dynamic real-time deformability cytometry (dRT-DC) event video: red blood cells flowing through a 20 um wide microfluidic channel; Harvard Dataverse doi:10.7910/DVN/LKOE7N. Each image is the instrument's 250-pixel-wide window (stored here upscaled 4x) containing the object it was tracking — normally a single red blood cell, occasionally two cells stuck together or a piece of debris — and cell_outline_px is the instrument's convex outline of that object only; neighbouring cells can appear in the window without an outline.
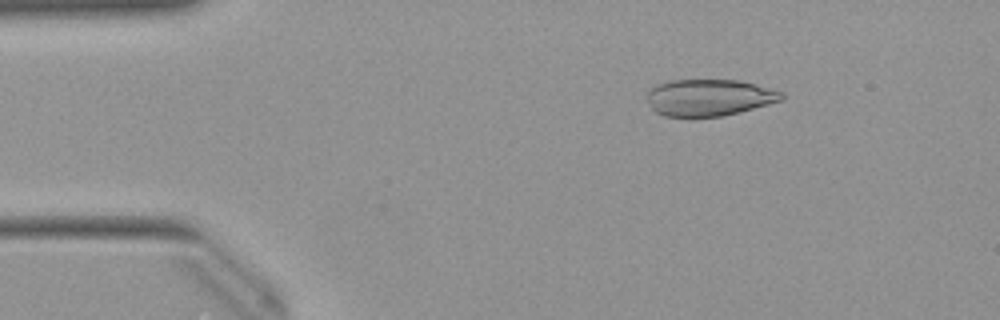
{"species": "Egyptian fruit bat (a non-hibernating species)", "species_latin": "Rousettus aegyptiacus", "temperature_condition": "warm", "stored_images_in_passage": 50, "camera_frame_rate_fps": 3000, "um_per_image_px": 0.085, "animal": {"sex": "female"}, "frame": {"image": 1, "passage_image": 7, "time_ms": 2.0, "image_size_px": [1000, 320], "cell_outline_px": [[784, 100], [724, 116], [688, 120], [664, 116], [656, 112], [652, 108], [648, 100], [648, 92], [656, 84], [672, 80], [740, 80], [756, 84], [784, 92]], "centroid_in_image_um": [60.28, 8.33], "position_along_channel_um": 24.7, "area_um2": 29.59}}
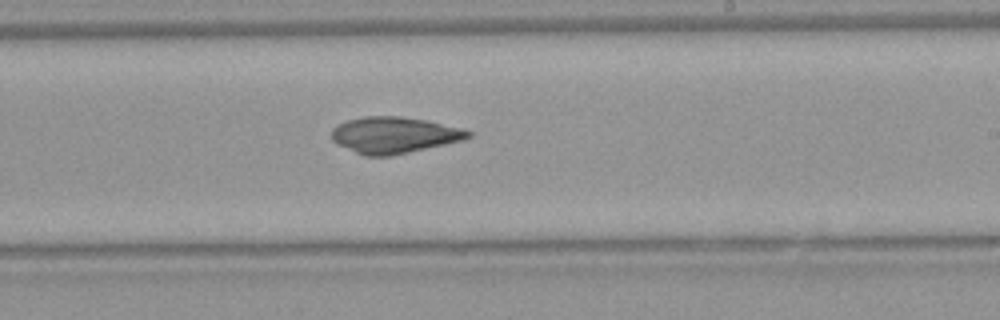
{"frame": {"image": 2, "passage_image": 29, "time_ms": 9.333, "image_size_px": [1000, 320], "cell_outline_px": [[472, 136], [464, 140], [408, 152], [388, 156], [364, 156], [336, 144], [332, 140], [332, 128], [336, 124], [348, 120], [364, 116], [400, 116], [428, 120], [460, 128], [472, 132]], "centroid_in_image_um": [33.47, 11.47], "position_along_channel_um": 255.5, "area_um2": 28.96}}
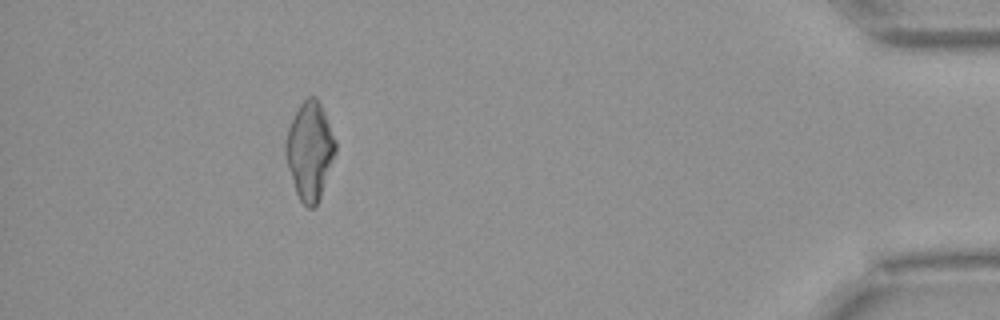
{"frame": {"image": 3, "passage_image": 45, "time_ms": 14.667, "image_size_px": [1000, 320], "cell_outline_px": [[336, 152], [320, 200], [312, 208], [308, 208], [300, 200], [296, 192], [284, 152], [284, 144], [288, 128], [300, 104], [308, 96], [316, 96], [324, 112], [336, 140]], "centroid_in_image_um": [26.34, 12.82], "position_along_channel_um": 408.9, "area_um2": 28.26}, "authors_computed_cell_mechanics": {"area_um2": 29.3046, "velocity_mm_per_s": 4.0076, "shape_relaxation_time_tau1_ms": null, "shape_relaxation_time_tau2_ms": 4.7678, "deformation_change_tau1": null, "deformation_change_tau2": 0.0858}}